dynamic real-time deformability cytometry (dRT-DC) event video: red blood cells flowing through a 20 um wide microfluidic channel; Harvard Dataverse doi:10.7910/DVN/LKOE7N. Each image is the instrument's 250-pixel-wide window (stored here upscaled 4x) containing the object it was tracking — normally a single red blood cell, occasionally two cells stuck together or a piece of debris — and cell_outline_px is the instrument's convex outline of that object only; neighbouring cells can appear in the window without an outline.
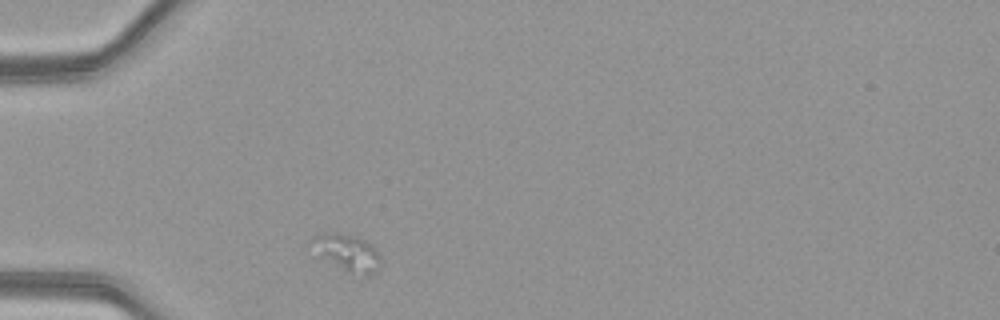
{"species": "common noctule bat (a hibernating species)", "species_latin": "Nyctalus noctula", "temperature_condition": "warm", "stored_images_in_passage": 21, "camera_frame_rate_fps": 3000, "um_per_image_px": 0.085, "animal": {"sex": "female", "body_mass_g": 21.9}, "frame": {"image": 1, "passage_image": 1, "time_ms": 0.0, "image_size_px": [1000, 320], "cell_outline_px": [[380, 268], [368, 276], [360, 280], [320, 256], [308, 244], [308, 240], [312, 236], [332, 232], [340, 232], [360, 236], [372, 244], [376, 248], [380, 256]], "centroid_in_image_um": [29.54, 21.49], "position_along_channel_um": 55.5, "area_um2": 15.66}}